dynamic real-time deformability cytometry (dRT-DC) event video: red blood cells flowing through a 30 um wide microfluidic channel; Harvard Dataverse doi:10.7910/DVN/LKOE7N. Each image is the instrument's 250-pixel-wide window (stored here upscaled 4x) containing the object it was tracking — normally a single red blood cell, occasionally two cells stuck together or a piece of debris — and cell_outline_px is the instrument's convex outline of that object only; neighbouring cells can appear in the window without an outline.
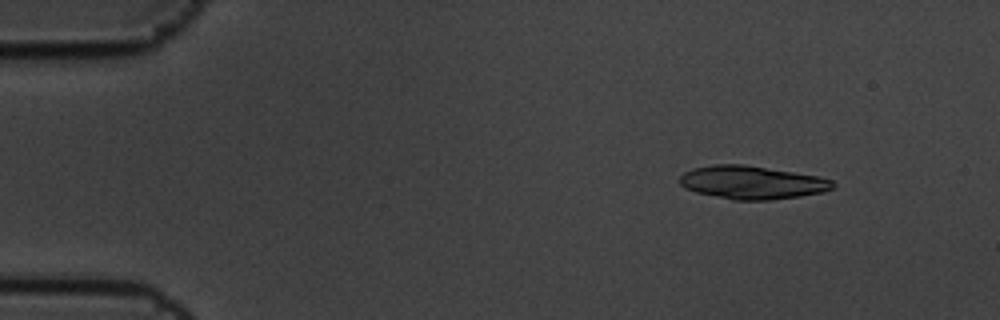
{"species": "common noctule bat (a hibernating species)", "species_latin": "Nyctalus noctula", "temperature_condition": "cold", "stored_images_in_passage": 6, "camera_frame_rate_fps": 3000, "um_per_image_px": 0.085, "animal": {"sex": "male", "body_mass_g": 19.5, "forearm_length_mm": 54.6}, "frame": {"image": 1, "passage_image": 2, "time_ms": 0.333, "image_size_px": [1000, 320], "cell_outline_px": [[836, 184], [832, 188], [824, 192], [800, 196], [772, 200], [732, 200], [696, 192], [684, 188], [680, 184], [680, 176], [684, 172], [692, 168], [716, 164], [744, 164], [820, 176], [832, 180]], "centroid_in_image_um": [63.93, 15.51], "position_along_channel_um": 21.1, "area_um2": 29.82}}